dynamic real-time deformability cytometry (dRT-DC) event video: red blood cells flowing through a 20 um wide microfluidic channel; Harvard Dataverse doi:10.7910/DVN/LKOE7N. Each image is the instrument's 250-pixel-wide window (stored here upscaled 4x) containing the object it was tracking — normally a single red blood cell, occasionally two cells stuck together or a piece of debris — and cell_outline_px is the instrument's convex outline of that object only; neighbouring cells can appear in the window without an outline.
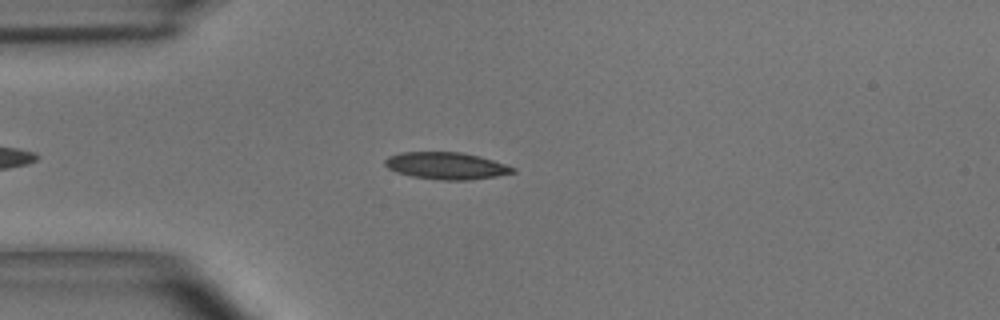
{"species": "common noctule bat (a hibernating species)", "species_latin": "Nyctalus noctula", "temperature_condition": "room temperature", "stored_images_in_passage": 4, "camera_frame_rate_fps": 3000, "um_per_image_px": 0.085, "animal": {"sex": "male", "body_mass_g": 15.6}, "frame": {"image": 1, "passage_image": 3, "time_ms": 0.667, "image_size_px": [1000, 320], "cell_outline_px": [[516, 172], [496, 176], [468, 180], [444, 180], [412, 176], [396, 172], [388, 168], [384, 164], [384, 160], [388, 156], [400, 152], [460, 152], [480, 156], [516, 168]], "centroid_in_image_um": [37.91, 14.08], "position_along_channel_um": 47.1, "area_um2": 20.06}}